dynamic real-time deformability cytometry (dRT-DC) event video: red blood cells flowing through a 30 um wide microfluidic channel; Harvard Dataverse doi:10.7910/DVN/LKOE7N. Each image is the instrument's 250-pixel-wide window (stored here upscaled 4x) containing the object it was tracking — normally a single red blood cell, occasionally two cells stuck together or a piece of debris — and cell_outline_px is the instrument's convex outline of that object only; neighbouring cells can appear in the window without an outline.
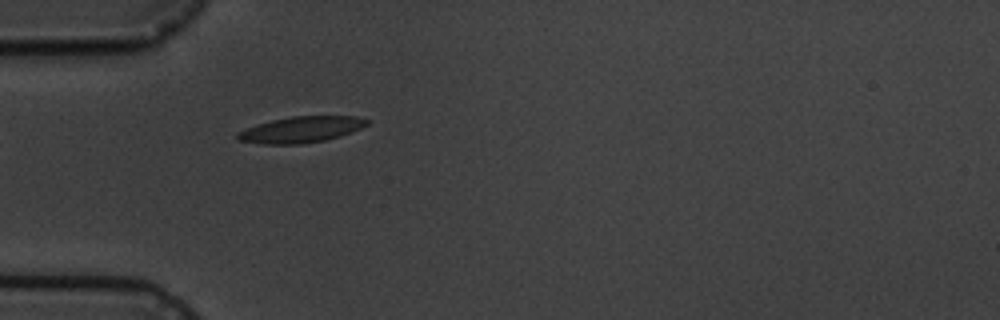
{"species": "common noctule bat (a hibernating species)", "species_latin": "Nyctalus noctula", "temperature_condition": "cold", "stored_images_in_passage": 5, "camera_frame_rate_fps": 3000, "um_per_image_px": 0.085, "animal": {"sex": "male", "body_mass_g": 19.5, "forearm_length_mm": 54.6}, "frame": {"image": 1, "passage_image": 5, "time_ms": 5.333, "image_size_px": [1000, 320], "cell_outline_px": [[368, 124], [352, 132], [340, 136], [324, 140], [300, 144], [260, 144], [240, 140], [236, 136], [236, 132], [272, 120], [292, 116], [356, 116], [368, 120]], "centroid_in_image_um": [25.6, 11.01], "position_along_channel_um": 59.4, "area_um2": 19.42}}